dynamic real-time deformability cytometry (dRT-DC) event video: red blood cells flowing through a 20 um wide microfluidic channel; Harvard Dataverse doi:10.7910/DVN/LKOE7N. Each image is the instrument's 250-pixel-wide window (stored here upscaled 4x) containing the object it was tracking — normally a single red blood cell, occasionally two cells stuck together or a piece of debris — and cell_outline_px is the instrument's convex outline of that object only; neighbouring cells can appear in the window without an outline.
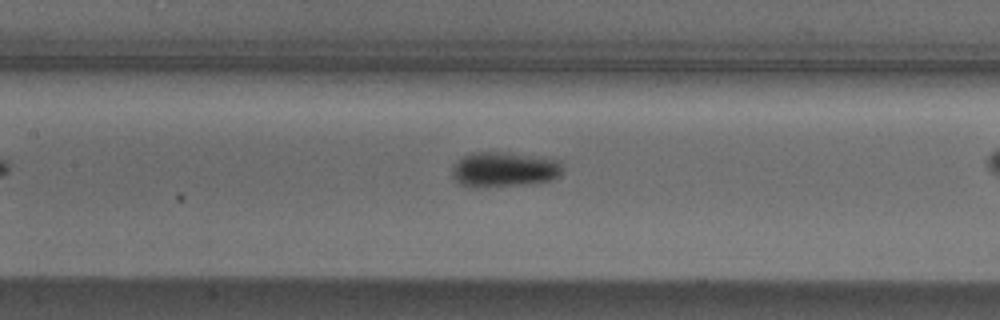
{"species": "Egyptian fruit bat (a non-hibernating species)", "species_latin": "Rousettus aegyptiacus", "temperature_condition": "cold", "stored_images_in_passage": 26, "camera_frame_rate_fps": 3000, "um_per_image_px": 0.085, "animal": {"sex": "male"}, "frame": {"image": 1, "passage_image": 8, "time_ms": 2.333, "image_size_px": [1000, 320], "cell_outline_px": [[564, 172], [560, 176], [552, 180], [520, 184], [480, 188], [460, 184], [452, 176], [452, 168], [460, 156], [472, 152], [504, 152], [540, 156], [560, 160]], "centroid_in_image_um": [42.86, 14.39], "position_along_channel_um": 164.5, "area_um2": 22.89}}
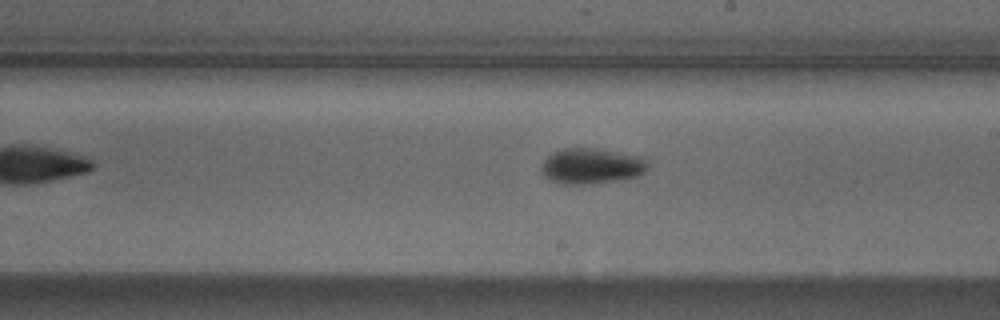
{"frame": {"image": 2, "passage_image": 14, "time_ms": 4.333, "image_size_px": [1000, 320], "cell_outline_px": [[648, 168], [640, 176], [592, 184], [560, 184], [548, 180], [540, 172], [540, 164], [552, 152], [560, 148], [604, 148], [644, 156], [648, 160]], "centroid_in_image_um": [50.28, 14.09], "position_along_channel_um": 238.7, "area_um2": 22.95}}
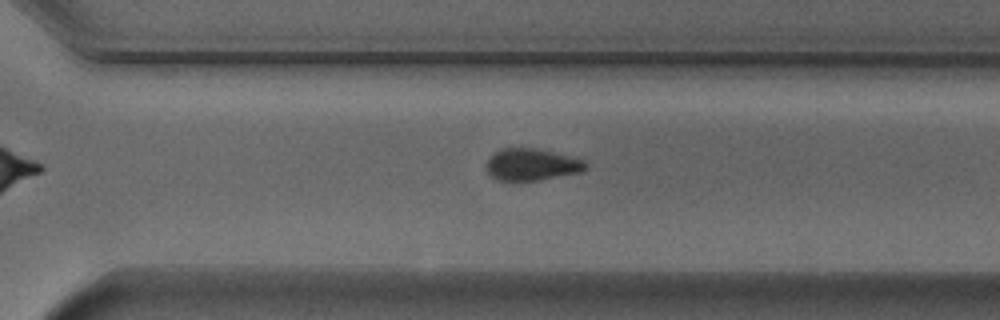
{"frame": {"image": 3, "passage_image": 21, "time_ms": 6.667, "image_size_px": [1000, 320], "cell_outline_px": [[588, 168], [580, 172], [540, 180], [496, 180], [488, 172], [484, 164], [500, 148], [532, 148], [552, 152], [584, 160], [588, 164]], "centroid_in_image_um": [45.19, 13.99], "position_along_channel_um": 325.4, "area_um2": 18.26}}